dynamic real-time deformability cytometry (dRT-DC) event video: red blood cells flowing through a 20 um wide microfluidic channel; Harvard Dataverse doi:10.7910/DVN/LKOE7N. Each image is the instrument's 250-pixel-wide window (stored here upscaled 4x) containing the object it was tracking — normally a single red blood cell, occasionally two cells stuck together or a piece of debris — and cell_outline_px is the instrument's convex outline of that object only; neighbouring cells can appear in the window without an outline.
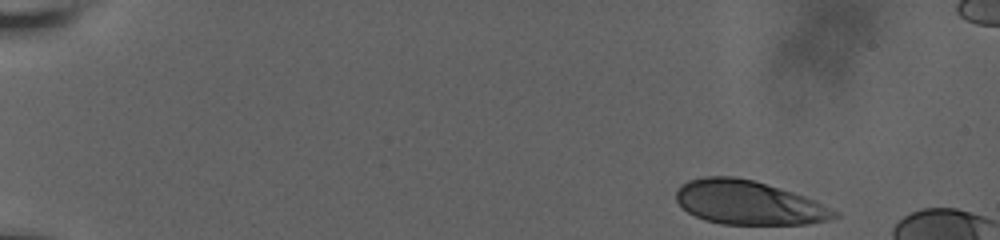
{"species": "human", "species_latin": "Homo sapiens", "temperature_condition": "room temperature", "stored_images_in_passage": 47, "camera_frame_rate_fps": 3000, "um_per_image_px": 0.085, "donor": {"sex": "male"}, "frame": {"image": 1, "passage_image": 1, "time_ms": 0.0, "image_size_px": [1000, 240], "cell_outline_px": [[840, 216], [828, 220], [808, 224], [720, 224], [704, 220], [688, 212], [676, 200], [676, 192], [680, 184], [688, 180], [704, 176], [732, 176], [752, 180], [780, 188], [804, 196], [840, 212]], "centroid_in_image_um": [63.61, 17.23], "position_along_channel_um": 21.4, "area_um2": 40.46}}
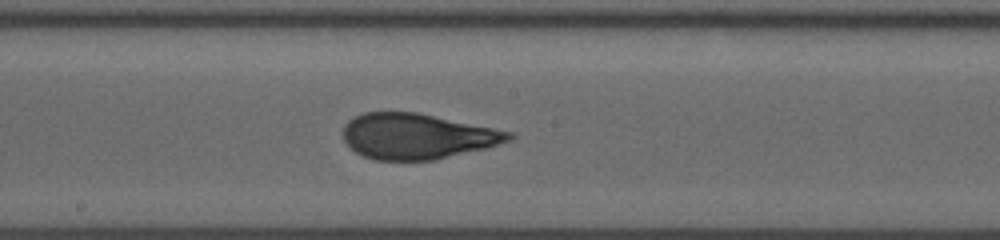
{"frame": {"image": 2, "passage_image": 28, "time_ms": 9.0, "image_size_px": [1000, 240], "cell_outline_px": [[516, 136], [512, 140], [484, 148], [432, 160], [376, 160], [364, 156], [356, 152], [344, 140], [344, 124], [348, 120], [364, 112], [416, 112], [512, 132]], "centroid_in_image_um": [35.44, 11.58], "position_along_channel_um": 212.8, "area_um2": 43.47}}
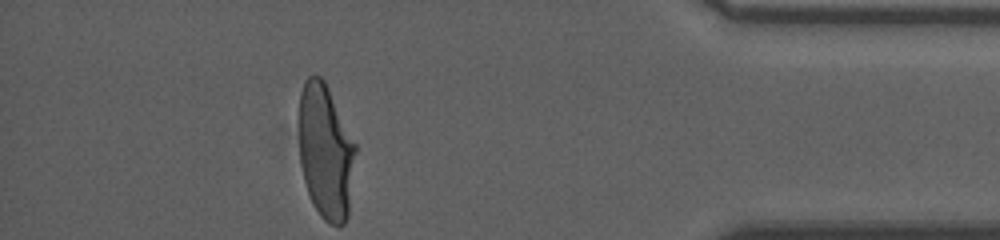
{"frame": {"image": 3, "passage_image": 47, "time_ms": 15.333, "image_size_px": [1000, 240], "cell_outline_px": [[356, 152], [348, 216], [344, 224], [328, 224], [320, 216], [312, 204], [304, 180], [300, 164], [300, 92], [304, 80], [308, 76], [320, 76], [324, 80], [356, 144]], "centroid_in_image_um": [27.69, 12.91], "position_along_channel_um": 407.5, "area_um2": 44.33}, "authors_computed_cell_mechanics": {"area_um2": 44.1014, "velocity_mm_per_s": 3.66, "shape_relaxation_time_tau1_ms": 7.1926, "shape_relaxation_time_tau2_ms": null, "deformation_change_tau1": 0.2484, "deformation_change_tau2": null}}